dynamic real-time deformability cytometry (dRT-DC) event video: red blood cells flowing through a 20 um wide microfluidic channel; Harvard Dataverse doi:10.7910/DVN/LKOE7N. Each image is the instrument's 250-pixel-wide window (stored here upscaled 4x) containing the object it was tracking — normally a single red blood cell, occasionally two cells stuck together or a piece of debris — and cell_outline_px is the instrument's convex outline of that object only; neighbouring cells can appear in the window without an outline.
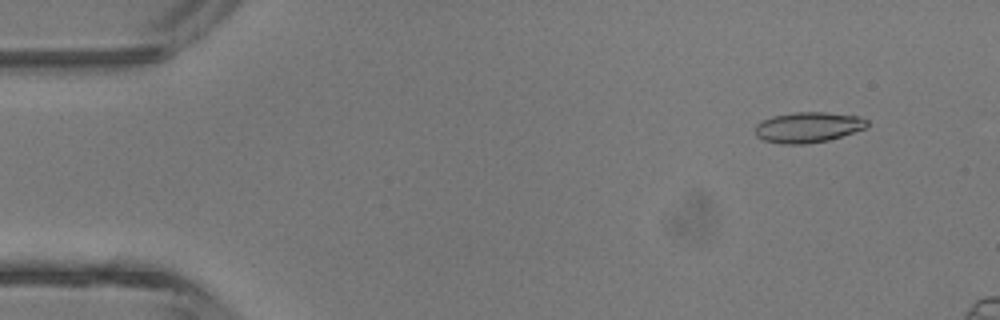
{"species": "common noctule bat (a hibernating species)", "species_latin": "Nyctalus noctula", "temperature_condition": "room temperature", "stored_images_in_passage": 4, "camera_frame_rate_fps": 3000, "um_per_image_px": 0.085, "animal": {"sex": "male", "body_mass_g": 13.3}, "frame": {"image": 1, "passage_image": 1, "time_ms": 0.0, "image_size_px": [1000, 320], "cell_outline_px": [[868, 124], [864, 128], [828, 140], [804, 144], [784, 144], [764, 140], [756, 136], [756, 124], [772, 116], [796, 112], [824, 112], [856, 116], [868, 120]], "centroid_in_image_um": [68.66, 10.81], "position_along_channel_um": 16.3, "area_um2": 19.54}}